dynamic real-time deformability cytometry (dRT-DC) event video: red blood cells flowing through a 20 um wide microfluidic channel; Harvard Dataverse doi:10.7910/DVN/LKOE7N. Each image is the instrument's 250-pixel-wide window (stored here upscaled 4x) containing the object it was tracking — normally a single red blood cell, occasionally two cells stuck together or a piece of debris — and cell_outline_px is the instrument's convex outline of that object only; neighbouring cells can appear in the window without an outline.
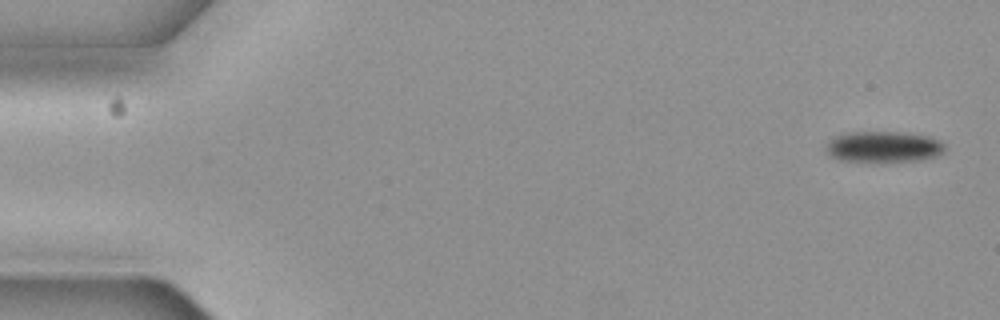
{"species": "common noctule bat (a hibernating species)", "species_latin": "Nyctalus noctula", "temperature_condition": "cold", "stored_images_in_passage": 8, "camera_frame_rate_fps": 3000, "um_per_image_px": 0.085, "animal": {"sex": "female", "body_mass_g": 19.3, "forearm_length_mm": 54.1}, "frame": {"image": 1, "passage_image": 1, "time_ms": 0.0, "image_size_px": [1000, 320], "cell_outline_px": [[944, 152], [940, 156], [924, 160], [880, 164], [872, 164], [840, 160], [828, 156], [824, 152], [824, 144], [828, 140], [836, 136], [852, 132], [896, 132], [928, 136], [940, 140], [944, 144]], "centroid_in_image_um": [75.06, 12.54], "position_along_channel_um": 9.9, "area_um2": 22.72}}
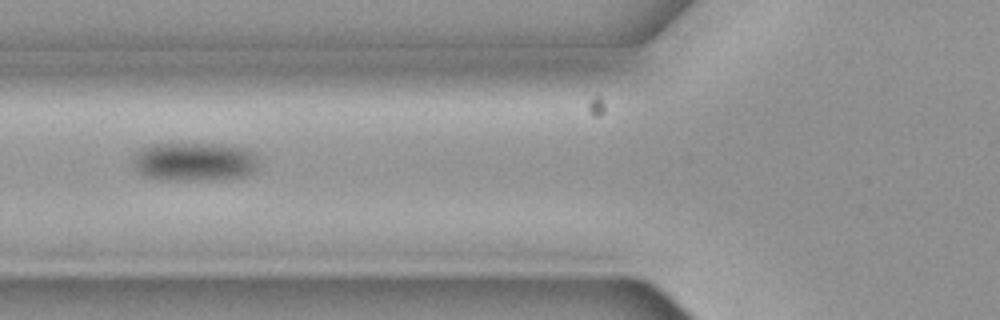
{"frame": {"image": 2, "passage_image": 6, "time_ms": 1.667, "image_size_px": [1000, 320], "cell_outline_px": [[256, 168], [252, 172], [244, 176], [196, 180], [160, 180], [144, 176], [136, 172], [132, 164], [132, 156], [140, 148], [152, 144], [212, 144], [244, 148], [252, 152], [256, 156]], "centroid_in_image_um": [16.4, 13.75], "position_along_channel_um": 109.4, "area_um2": 28.26}}
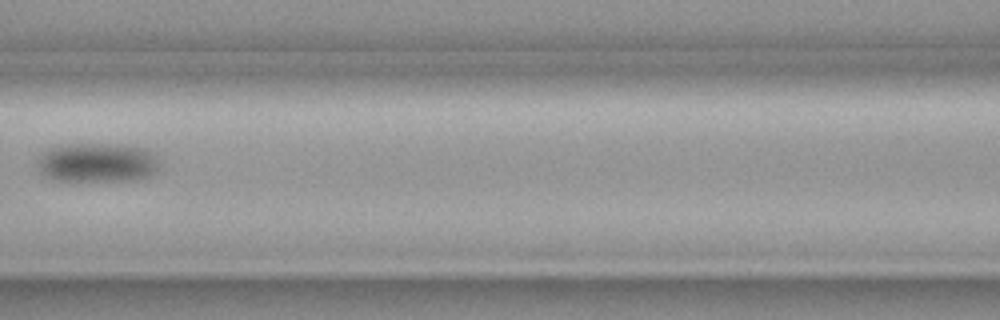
{"frame": {"image": 3, "passage_image": 7, "time_ms": 2.0, "image_size_px": [1000, 320], "cell_outline_px": [[160, 168], [156, 172], [148, 176], [132, 180], [60, 180], [44, 176], [40, 172], [40, 152], [48, 148], [60, 144], [128, 144], [148, 148], [156, 156], [160, 164]], "centroid_in_image_um": [8.32, 13.78], "position_along_channel_um": 158.3, "area_um2": 28.21}}